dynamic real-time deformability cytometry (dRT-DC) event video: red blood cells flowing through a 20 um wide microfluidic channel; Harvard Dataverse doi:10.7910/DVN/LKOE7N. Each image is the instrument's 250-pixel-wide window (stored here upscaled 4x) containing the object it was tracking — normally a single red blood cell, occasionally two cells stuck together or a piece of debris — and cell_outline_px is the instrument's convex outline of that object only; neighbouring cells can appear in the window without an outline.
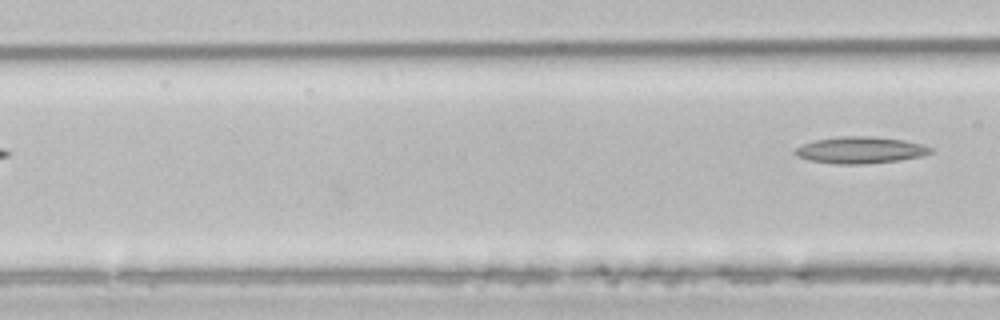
{"species": "common noctule bat (a hibernating species)", "species_latin": "Nyctalus noctula", "temperature_condition": "room temperature", "stored_images_in_passage": 8, "segment_of_instrument_passage": [2, 2], "camera_frame_rate_fps": 3000, "um_per_image_px": 0.085, "animal": {"sex": "male", "body_mass_g": 21.5, "forearm_length_mm": 52.0}, "frame": {"image": 1, "passage_image": 8, "time_ms": 8.667, "image_size_px": [1000, 320], "cell_outline_px": [[932, 152], [924, 156], [900, 160], [864, 164], [836, 164], [808, 160], [796, 156], [792, 152], [796, 148], [804, 144], [816, 140], [844, 136], [868, 136], [904, 140], [920, 144], [932, 148]], "centroid_in_image_um": [73.12, 12.77], "position_along_channel_um": 93.5, "area_um2": 20.98}}